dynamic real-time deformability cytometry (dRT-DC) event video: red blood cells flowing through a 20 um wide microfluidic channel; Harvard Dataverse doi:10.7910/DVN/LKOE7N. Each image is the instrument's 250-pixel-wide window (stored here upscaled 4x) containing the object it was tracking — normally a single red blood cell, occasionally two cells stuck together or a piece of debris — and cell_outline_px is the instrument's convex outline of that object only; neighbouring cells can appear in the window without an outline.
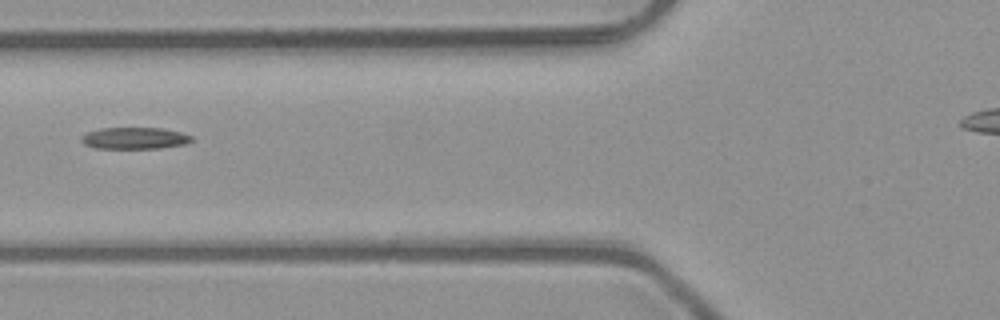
{"species": "common noctule bat (a hibernating species)", "species_latin": "Nyctalus noctula", "temperature_condition": "room temperature", "stored_images_in_passage": 4, "camera_frame_rate_fps": 3000, "um_per_image_px": 0.085, "animal": {"sex": "male", "body_mass_g": 23.1, "forearm_length_mm": 52.7}, "frame": {"image": 1, "passage_image": 4, "time_ms": 1.0, "image_size_px": [1000, 320], "cell_outline_px": [[192, 140], [184, 144], [160, 148], [92, 148], [84, 144], [80, 140], [80, 136], [88, 132], [100, 128], [160, 128], [180, 132], [192, 136]], "centroid_in_image_um": [11.39, 11.74], "position_along_channel_um": 114.4, "area_um2": 13.87}}